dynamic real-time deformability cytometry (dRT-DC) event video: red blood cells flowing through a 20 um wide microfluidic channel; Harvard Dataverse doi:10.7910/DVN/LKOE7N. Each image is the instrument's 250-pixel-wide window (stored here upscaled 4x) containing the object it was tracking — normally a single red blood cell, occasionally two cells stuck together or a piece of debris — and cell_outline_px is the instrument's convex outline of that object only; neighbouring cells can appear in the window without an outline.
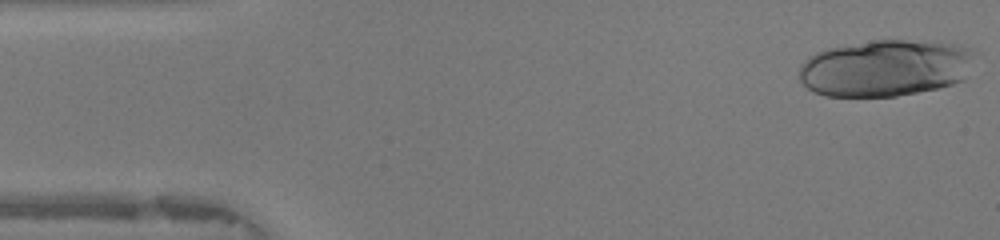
{"species": "human", "species_latin": "Homo sapiens", "temperature_condition": "warm", "stored_images_in_passage": 17, "camera_frame_rate_fps": 3000, "um_per_image_px": 0.085, "donor": {"sex": "female"}, "frame": {"image": 1, "passage_image": 1, "time_ms": 0.0, "image_size_px": [1000, 240], "cell_outline_px": [[976, 52], [964, 80], [940, 88], [896, 96], [824, 96], [812, 92], [800, 80], [800, 64], [808, 56], [816, 52], [828, 48], [872, 40], [904, 40], [956, 44], [968, 48]], "centroid_in_image_um": [75.24, 5.78], "position_along_channel_um": 9.8, "area_um2": 58.26}}